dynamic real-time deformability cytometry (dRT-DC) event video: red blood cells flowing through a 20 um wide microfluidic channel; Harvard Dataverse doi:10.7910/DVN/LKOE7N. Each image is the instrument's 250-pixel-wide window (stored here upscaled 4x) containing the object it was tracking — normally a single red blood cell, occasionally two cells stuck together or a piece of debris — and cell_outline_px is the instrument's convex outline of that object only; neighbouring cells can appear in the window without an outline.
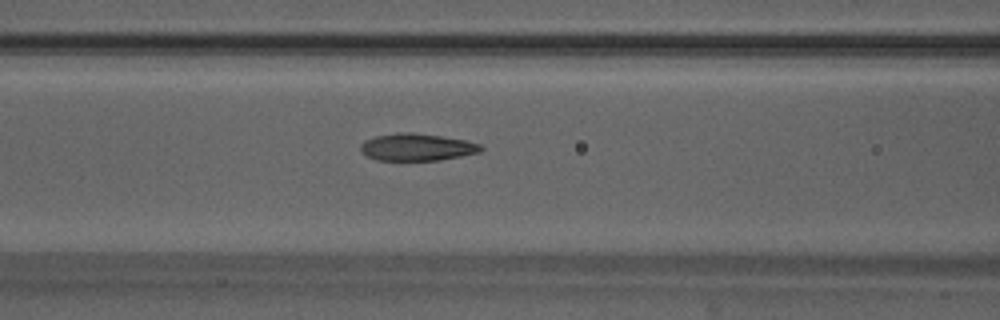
{"species": "Egyptian fruit bat (a non-hibernating species)", "species_latin": "Rousettus aegyptiacus", "temperature_condition": "warm", "stored_images_in_passage": 47, "camera_frame_rate_fps": 3000, "um_per_image_px": 0.085, "animal": {"sex": "male"}, "frame": {"image": 1, "passage_image": 20, "time_ms": 6.333, "image_size_px": [1000, 320], "cell_outline_px": [[484, 148], [480, 152], [440, 160], [376, 160], [368, 156], [360, 148], [360, 144], [364, 140], [376, 136], [400, 132], [412, 132], [440, 136], [464, 140], [480, 144]], "centroid_in_image_um": [35.43, 12.5], "position_along_channel_um": 131.2, "area_um2": 18.9}, "authors_computed_cell_mechanics": {"area_um2": 19.1318, "velocity_mm_per_s": 4.193, "shape_relaxation_time_tau1_ms": 6.8616, "shape_relaxation_time_tau2_ms": 1.1042, "deformation_change_tau1": 0.2118, "deformation_change_tau2": 0.0705}}